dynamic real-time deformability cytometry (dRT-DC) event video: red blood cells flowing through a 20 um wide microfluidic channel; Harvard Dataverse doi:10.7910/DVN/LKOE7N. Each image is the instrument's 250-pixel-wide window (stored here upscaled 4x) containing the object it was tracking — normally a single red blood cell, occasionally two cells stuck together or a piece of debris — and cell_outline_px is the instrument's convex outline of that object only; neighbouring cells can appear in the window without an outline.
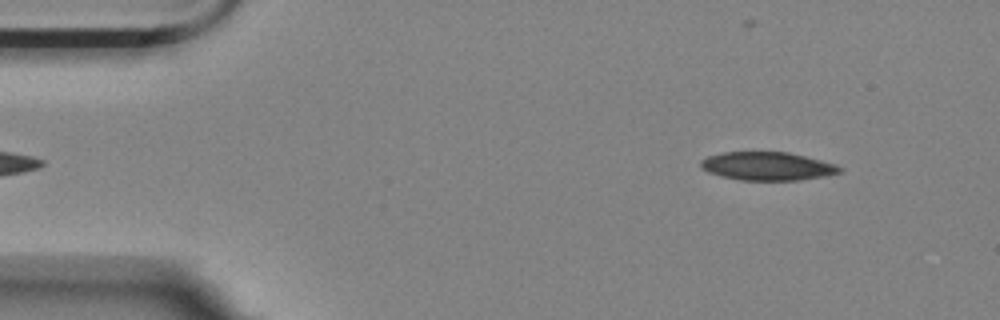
{"species": "Egyptian fruit bat (a non-hibernating species)", "species_latin": "Rousettus aegyptiacus", "temperature_condition": "room temperature", "stored_images_in_passage": 53, "camera_frame_rate_fps": 3000, "um_per_image_px": 0.085, "animal": {"sex": "female"}, "frame": {"image": 1, "passage_image": 3, "time_ms": 0.667, "image_size_px": [1000, 320], "cell_outline_px": [[844, 172], [828, 176], [800, 180], [740, 180], [708, 172], [700, 168], [700, 160], [708, 156], [724, 152], [788, 152], [836, 164], [844, 168]], "centroid_in_image_um": [65.28, 14.13], "position_along_channel_um": 19.7, "area_um2": 23.06}}
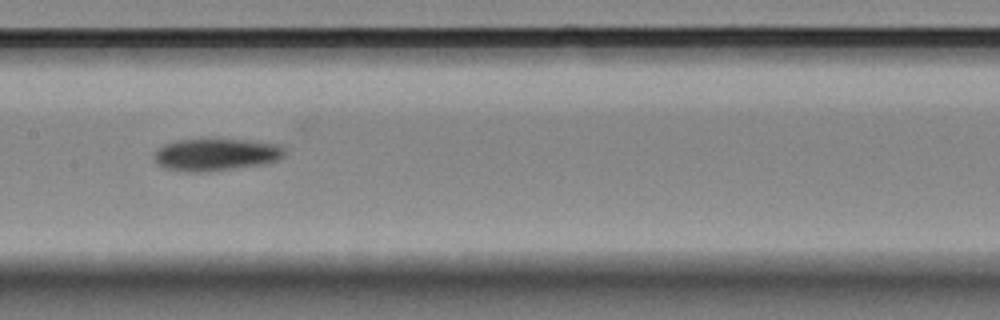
{"frame": {"image": 2, "passage_image": 24, "time_ms": 7.667, "image_size_px": [1000, 320], "cell_outline_px": [[284, 156], [276, 160], [260, 164], [232, 168], [200, 172], [188, 172], [164, 168], [156, 164], [156, 148], [172, 140], [204, 136], [248, 140], [276, 144], [284, 148]], "centroid_in_image_um": [18.27, 13.08], "position_along_channel_um": 189.1, "area_um2": 25.14}}
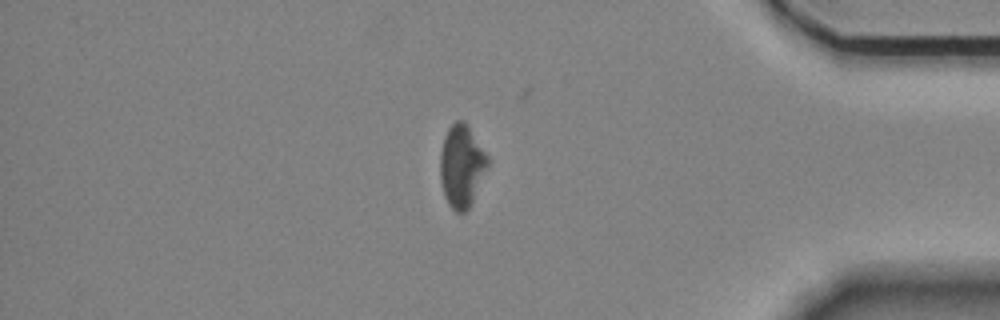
{"frame": {"image": 3, "passage_image": 44, "time_ms": 14.333, "image_size_px": [1000, 320], "cell_outline_px": [[488, 164], [472, 200], [468, 208], [464, 212], [456, 212], [448, 204], [444, 196], [440, 180], [440, 152], [444, 136], [448, 128], [456, 120], [464, 120], [468, 124], [488, 156]], "centroid_in_image_um": [39.21, 14.06], "position_along_channel_um": 396.0, "area_um2": 22.66}, "authors_computed_cell_mechanics": {"area_um2": 24.0448, "velocity_mm_per_s": 3.5531, "shape_relaxation_time_tau1_ms": 4.6579, "shape_relaxation_time_tau2_ms": null, "deformation_change_tau1": 0.1193, "deformation_change_tau2": null}}